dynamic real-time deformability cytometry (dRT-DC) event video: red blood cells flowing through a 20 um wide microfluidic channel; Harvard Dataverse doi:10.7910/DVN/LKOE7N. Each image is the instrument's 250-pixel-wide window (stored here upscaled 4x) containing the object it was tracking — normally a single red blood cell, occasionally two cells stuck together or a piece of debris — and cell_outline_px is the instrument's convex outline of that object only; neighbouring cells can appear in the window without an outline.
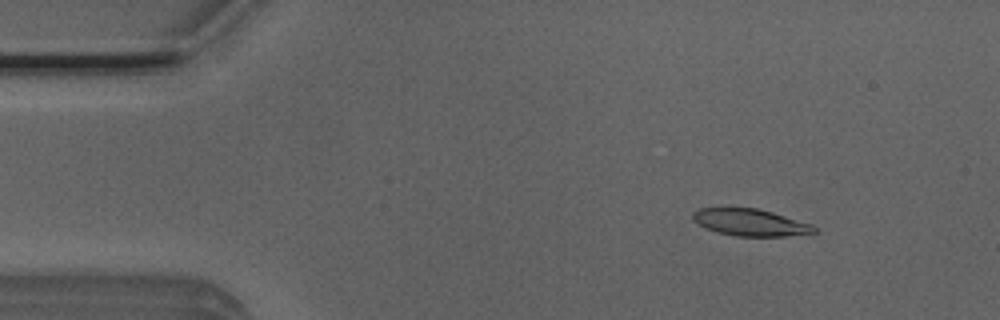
{"species": "Egyptian fruit bat (a non-hibernating species)", "species_latin": "Rousettus aegyptiacus", "temperature_condition": "room temperature", "stored_images_in_passage": 52, "camera_frame_rate_fps": 3000, "um_per_image_px": 0.085, "animal": {"sex": "male"}, "frame": {"image": 1, "passage_image": 7, "time_ms": 2.0, "image_size_px": [1000, 320], "cell_outline_px": [[816, 232], [784, 236], [736, 236], [716, 232], [704, 228], [692, 220], [692, 212], [696, 208], [756, 208], [772, 212], [812, 224], [816, 228]], "centroid_in_image_um": [63.71, 18.9], "position_along_channel_um": 21.3, "area_um2": 19.07}}
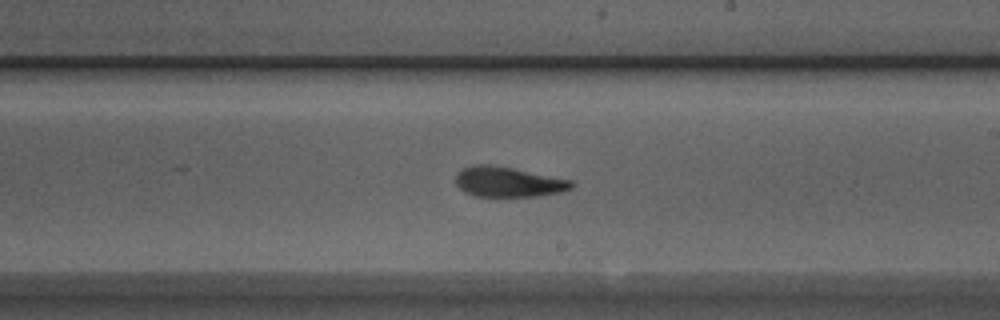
{"frame": {"image": 2, "passage_image": 30, "time_ms": 9.667, "image_size_px": [1000, 320], "cell_outline_px": [[576, 184], [572, 188], [560, 192], [540, 196], [476, 196], [464, 192], [456, 184], [456, 172], [472, 164], [488, 164], [512, 168], [572, 180]], "centroid_in_image_um": [43.2, 15.46], "position_along_channel_um": 245.8, "area_um2": 20.35}}
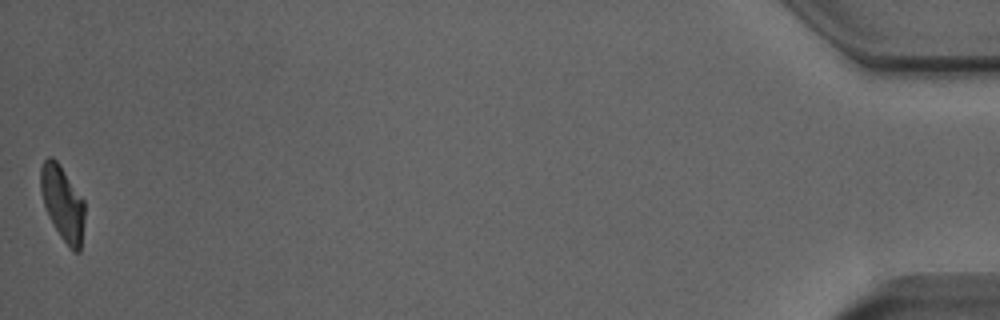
{"frame": {"image": 3, "passage_image": 52, "time_ms": 17.0, "image_size_px": [1000, 320], "cell_outline_px": [[84, 220], [80, 252], [72, 252], [60, 236], [48, 216], [44, 204], [40, 188], [40, 168], [44, 160], [48, 156], [52, 156], [60, 164], [84, 200]], "centroid_in_image_um": [5.31, 17.26], "position_along_channel_um": 429.9, "area_um2": 19.25}, "authors_computed_cell_mechanics": {"area_um2": 20.23, "velocity_mm_per_s": 3.9244, "shape_relaxation_time_tau1_ms": 6.0744, "shape_relaxation_time_tau2_ms": 1.8267, "deformation_change_tau1": 0.2187, "deformation_change_tau2": 0.0926}}